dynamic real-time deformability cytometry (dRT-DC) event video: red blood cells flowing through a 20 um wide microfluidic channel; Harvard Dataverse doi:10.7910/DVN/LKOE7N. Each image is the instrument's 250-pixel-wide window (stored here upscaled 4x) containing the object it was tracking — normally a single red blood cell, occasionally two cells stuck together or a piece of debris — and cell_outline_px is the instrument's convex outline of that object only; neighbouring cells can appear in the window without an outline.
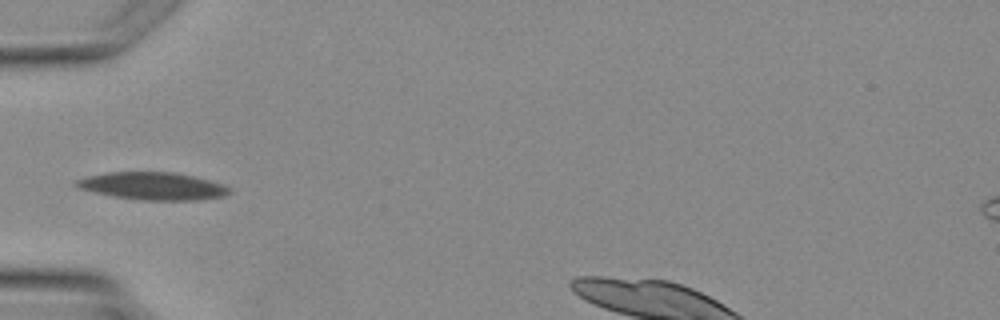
{"species": "Egyptian fruit bat (a non-hibernating species)", "species_latin": "Rousettus aegyptiacus", "temperature_condition": "warm", "stored_images_in_passage": 3, "camera_frame_rate_fps": 3000, "um_per_image_px": 0.085, "animal": {"sex": "female"}, "frame": {"image": 1, "passage_image": 3, "time_ms": 3.0, "image_size_px": [1000, 320], "cell_outline_px": [[232, 192], [224, 196], [196, 200], [140, 200], [112, 196], [92, 192], [76, 188], [72, 184], [76, 180], [88, 176], [108, 172], [172, 172], [196, 176], [212, 180], [224, 184], [232, 188]], "centroid_in_image_um": [13.0, 15.81], "position_along_channel_um": 72.0, "area_um2": 24.97}}